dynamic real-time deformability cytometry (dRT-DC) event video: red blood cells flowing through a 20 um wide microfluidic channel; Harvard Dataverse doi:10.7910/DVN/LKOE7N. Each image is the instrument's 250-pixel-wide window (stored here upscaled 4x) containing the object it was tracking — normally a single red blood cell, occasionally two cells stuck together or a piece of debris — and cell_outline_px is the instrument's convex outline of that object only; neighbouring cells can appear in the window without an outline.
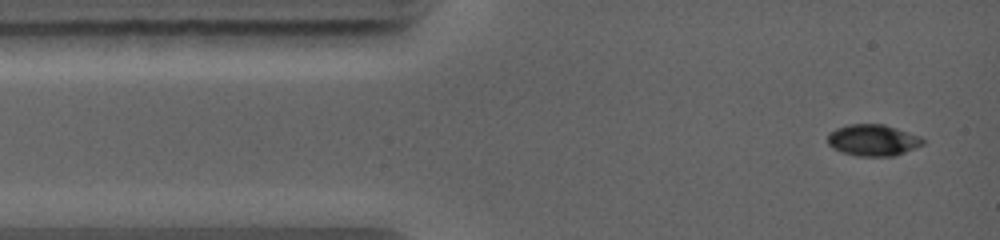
{"species": "common noctule bat (a hibernating species)", "species_latin": "Nyctalus noctula", "temperature_condition": "warm", "stored_images_in_passage": 3, "camera_frame_rate_fps": 5000, "um_per_image_px": 0.085, "animal": {"sex": "female", "body_mass_g": 19.0, "forearm_length_mm": 56.7}, "frame": {"image": 1, "passage_image": 1, "time_ms": 0.0, "image_size_px": [1000, 240], "cell_outline_px": [[924, 144], [896, 156], [860, 156], [844, 152], [832, 148], [828, 144], [828, 132], [836, 128], [848, 124], [884, 124], [920, 136], [924, 140]], "centroid_in_image_um": [74.2, 11.91], "position_along_channel_um": 10.8, "area_um2": 17.46}}
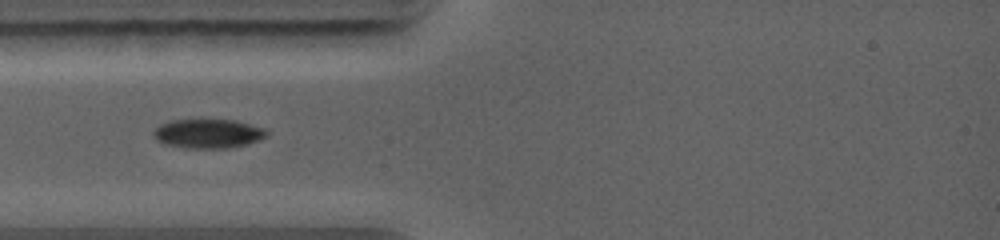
{"frame": {"image": 2, "passage_image": 3, "time_ms": 2.4, "image_size_px": [1000, 240], "cell_outline_px": [[268, 136], [248, 144], [228, 148], [188, 148], [164, 144], [156, 140], [152, 132], [160, 124], [172, 120], [200, 116], [236, 120], [264, 128], [268, 132]], "centroid_in_image_um": [17.67, 11.3], "position_along_channel_um": 67.3, "area_um2": 20.17}}